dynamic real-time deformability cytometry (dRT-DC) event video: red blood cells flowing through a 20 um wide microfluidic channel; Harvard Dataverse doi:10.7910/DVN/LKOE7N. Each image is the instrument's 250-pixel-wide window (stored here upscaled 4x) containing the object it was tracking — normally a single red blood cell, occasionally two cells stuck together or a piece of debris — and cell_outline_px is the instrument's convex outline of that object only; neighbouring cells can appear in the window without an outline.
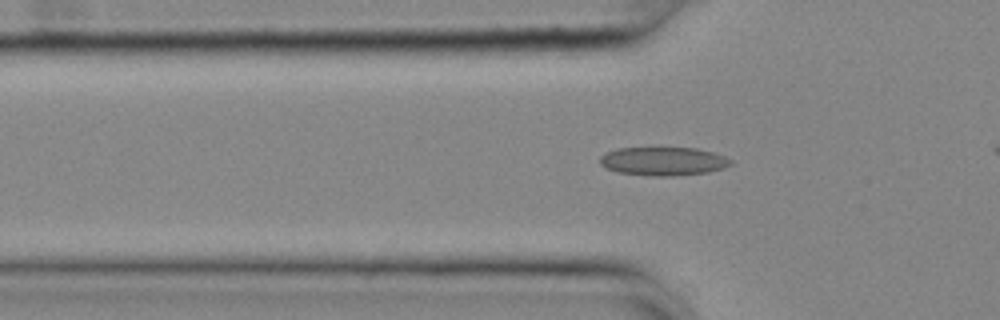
{"species": "common noctule bat (a hibernating species)", "species_latin": "Nyctalus noctula", "temperature_condition": "cold", "stored_images_in_passage": 47, "camera_frame_rate_fps": 3000, "um_per_image_px": 0.085, "animal": {"sex": "female", "body_mass_g": 25.1}, "frame": {"image": 1, "passage_image": 17, "time_ms": 5.333, "image_size_px": [1000, 320], "cell_outline_px": [[732, 164], [724, 168], [708, 172], [672, 176], [652, 176], [616, 172], [600, 164], [600, 156], [608, 152], [620, 148], [696, 148], [712, 152], [724, 156], [732, 160]], "centroid_in_image_um": [56.4, 13.71], "position_along_channel_um": 69.4, "area_um2": 21.62}}
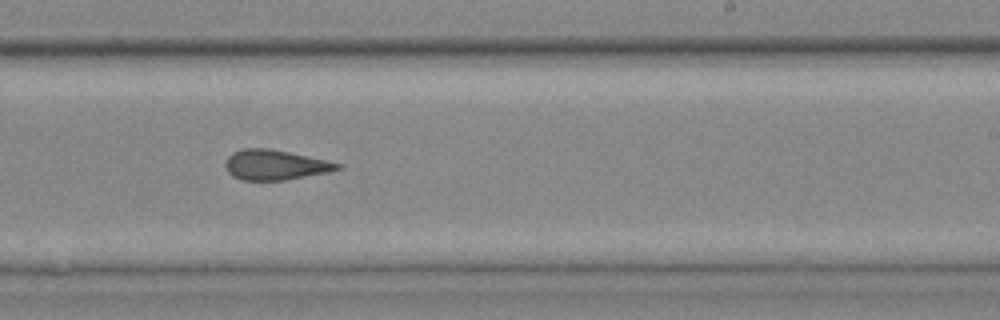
{"frame": {"image": 2, "passage_image": 33, "time_ms": 10.667, "image_size_px": [1000, 320], "cell_outline_px": [[344, 168], [328, 172], [284, 180], [240, 180], [232, 176], [228, 172], [224, 164], [228, 156], [232, 152], [244, 148], [268, 148], [288, 152], [344, 164]], "centroid_in_image_um": [23.38, 14.02], "position_along_channel_um": 265.6, "area_um2": 19.65}}
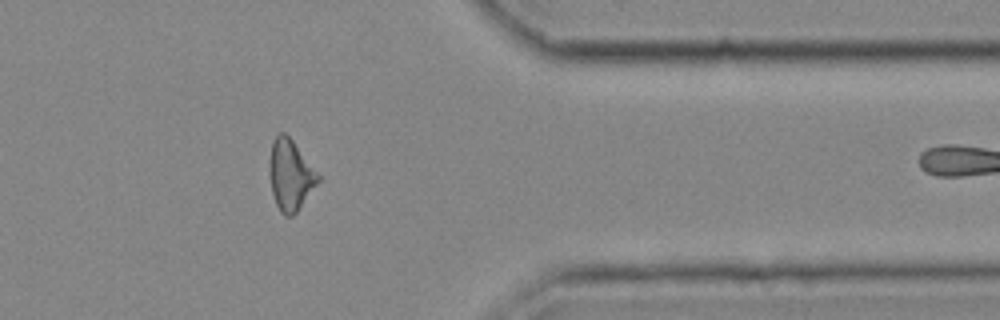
{"frame": {"image": 3, "passage_image": 44, "time_ms": 14.333, "image_size_px": [1000, 320], "cell_outline_px": [[320, 180], [296, 212], [292, 216], [284, 216], [280, 212], [276, 204], [272, 192], [268, 172], [272, 140], [280, 132], [284, 132], [292, 140], [320, 176]], "centroid_in_image_um": [24.65, 14.88], "position_along_channel_um": 386.7, "area_um2": 19.83}, "authors_computed_cell_mechanics": {"area_um2": 20.4034, "velocity_mm_per_s": 3.6915, "shape_relaxation_time_tau1_ms": null, "shape_relaxation_time_tau2_ms": 3.057, "deformation_change_tau1": null, "deformation_change_tau2": 0.107}}